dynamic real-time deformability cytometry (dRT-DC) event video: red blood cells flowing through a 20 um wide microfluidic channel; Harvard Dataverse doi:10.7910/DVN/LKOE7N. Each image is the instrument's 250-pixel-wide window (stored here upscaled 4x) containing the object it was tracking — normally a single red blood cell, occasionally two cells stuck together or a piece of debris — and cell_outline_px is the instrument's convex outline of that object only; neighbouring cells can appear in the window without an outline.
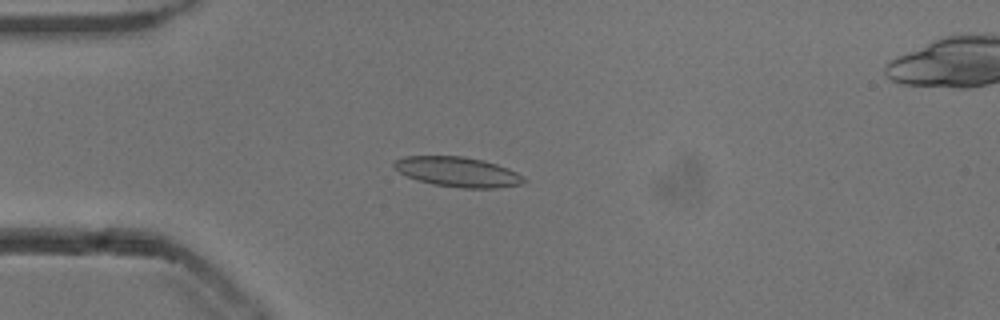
{"species": "common noctule bat (a hibernating species)", "species_latin": "Nyctalus noctula", "temperature_condition": "cold", "stored_images_in_passage": 53, "camera_frame_rate_fps": 3000, "um_per_image_px": 0.085, "animal": {"sex": "male", "body_mass_g": 13.3}, "frame": {"image": 1, "passage_image": 14, "time_ms": 4.333, "image_size_px": [1000, 320], "cell_outline_px": [[528, 180], [524, 184], [496, 188], [464, 188], [432, 184], [416, 180], [400, 172], [392, 164], [396, 160], [404, 156], [464, 156], [484, 160], [508, 168], [524, 176]], "centroid_in_image_um": [38.96, 14.61], "position_along_channel_um": 46.0, "area_um2": 22.72}}
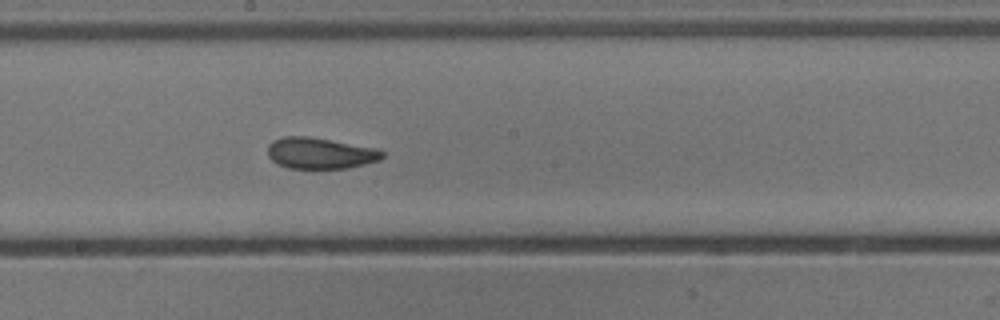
{"frame": {"image": 2, "passage_image": 29, "time_ms": 9.333, "image_size_px": [1000, 320], "cell_outline_px": [[384, 156], [380, 160], [348, 168], [288, 168], [272, 160], [268, 156], [268, 144], [272, 140], [284, 136], [308, 136], [376, 148], [384, 152]], "centroid_in_image_um": [27.2, 13.01], "position_along_channel_um": 221.0, "area_um2": 20.75}}
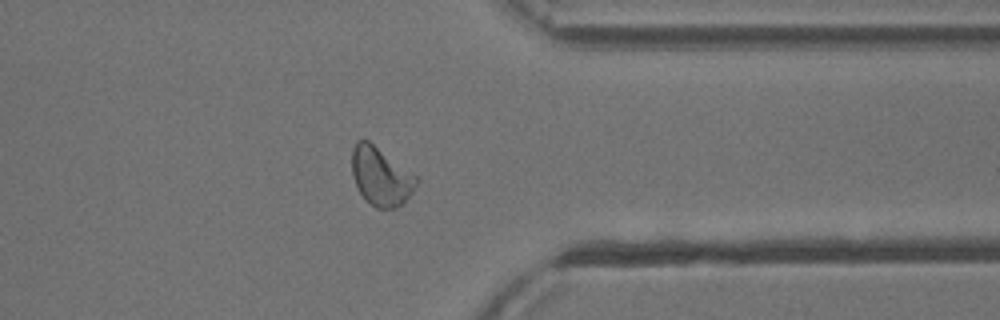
{"frame": {"image": 3, "passage_image": 42, "time_ms": 13.667, "image_size_px": [1000, 320], "cell_outline_px": [[420, 180], [404, 204], [396, 208], [376, 208], [360, 192], [352, 176], [352, 148], [356, 140], [368, 140], [416, 176]], "centroid_in_image_um": [32.37, 14.99], "position_along_channel_um": 379.0, "area_um2": 21.68}, "authors_computed_cell_mechanics": {"area_um2": 21.3282, "velocity_mm_per_s": 3.835, "shape_relaxation_time_tau1_ms": 5.0557, "shape_relaxation_time_tau2_ms": 1.9562, "deformation_change_tau1": 0.1197, "deformation_change_tau2": 0.0704}}